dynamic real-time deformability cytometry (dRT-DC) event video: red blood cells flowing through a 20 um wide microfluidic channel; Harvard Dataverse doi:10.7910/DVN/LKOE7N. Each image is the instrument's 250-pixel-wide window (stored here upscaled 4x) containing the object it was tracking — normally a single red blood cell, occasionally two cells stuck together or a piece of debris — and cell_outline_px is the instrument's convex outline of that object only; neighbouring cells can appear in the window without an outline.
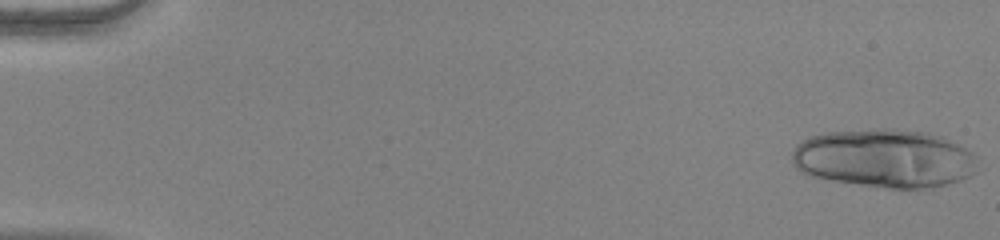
{"species": "human", "species_latin": "Homo sapiens", "temperature_condition": "warm", "stored_images_in_passage": 22, "camera_frame_rate_fps": 3000, "um_per_image_px": 0.085, "donor": {"sex": "female"}, "frame": {"image": 1, "passage_image": 1, "time_ms": 0.0, "image_size_px": [1000, 240], "cell_outline_px": [[980, 156], [976, 172], [972, 176], [948, 184], [932, 188], [888, 188], [832, 180], [808, 176], [800, 172], [792, 164], [792, 152], [796, 144], [812, 136], [824, 132], [884, 128], [892, 128], [928, 132], [944, 136]], "centroid_in_image_um": [75.24, 13.45], "position_along_channel_um": 9.8, "area_um2": 64.22}}
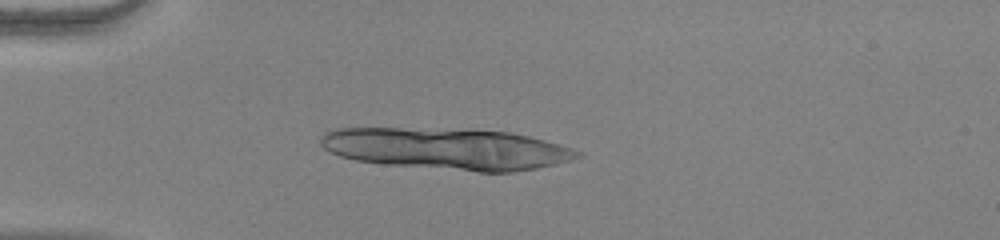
{"frame": {"image": 2, "passage_image": 15, "time_ms": 4.667, "image_size_px": [1000, 240], "cell_outline_px": [[580, 156], [556, 164], [536, 168], [512, 172], [476, 172], [384, 164], [356, 160], [340, 156], [328, 152], [320, 144], [320, 136], [324, 132], [336, 128], [400, 128], [508, 132], [528, 136], [544, 140], [572, 148], [580, 152]], "centroid_in_image_um": [37.91, 12.66], "position_along_channel_um": 47.1, "area_um2": 61.67}}